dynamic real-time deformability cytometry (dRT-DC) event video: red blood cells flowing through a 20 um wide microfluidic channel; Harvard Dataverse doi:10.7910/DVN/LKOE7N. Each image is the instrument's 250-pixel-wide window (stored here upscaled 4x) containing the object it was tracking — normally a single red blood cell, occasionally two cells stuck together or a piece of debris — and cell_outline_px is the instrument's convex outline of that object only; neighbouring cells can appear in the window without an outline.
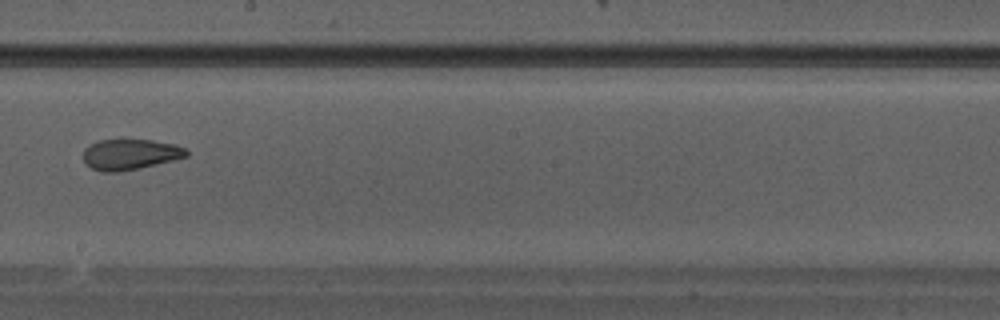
{"species": "Egyptian fruit bat (a non-hibernating species)", "species_latin": "Rousettus aegyptiacus", "temperature_condition": "warm", "stored_images_in_passage": 26, "camera_frame_rate_fps": 3000, "um_per_image_px": 0.085, "animal": {"sex": "male"}, "frame": {"image": 1, "passage_image": 12, "time_ms": 3.667, "image_size_px": [1000, 320], "cell_outline_px": [[188, 156], [156, 164], [120, 172], [100, 172], [84, 164], [84, 148], [88, 144], [96, 140], [120, 136], [124, 136], [152, 140], [172, 144], [184, 148], [188, 152]], "centroid_in_image_um": [10.97, 13.06], "position_along_channel_um": 237.2, "area_um2": 19.25}}